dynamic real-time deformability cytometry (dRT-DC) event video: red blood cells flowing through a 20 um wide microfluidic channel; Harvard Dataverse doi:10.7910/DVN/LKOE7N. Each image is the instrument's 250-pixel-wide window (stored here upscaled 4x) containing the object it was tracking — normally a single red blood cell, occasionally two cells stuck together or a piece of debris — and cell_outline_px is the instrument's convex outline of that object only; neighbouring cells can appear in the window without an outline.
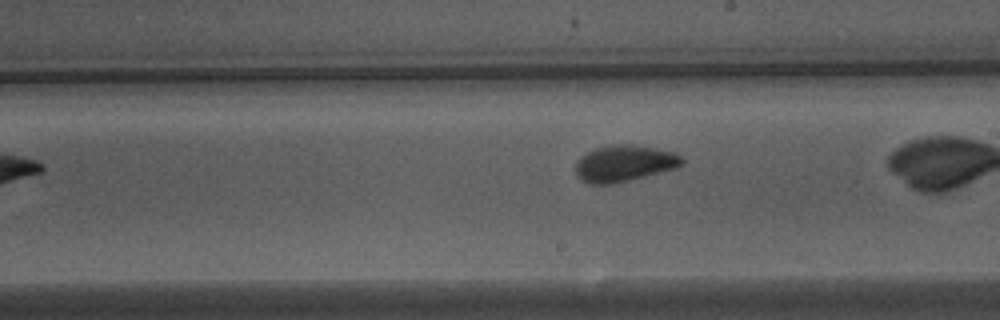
{"species": "Egyptian fruit bat (a non-hibernating species)", "species_latin": "Rousettus aegyptiacus", "temperature_condition": "warm", "stored_images_in_passage": 27, "camera_frame_rate_fps": 3000, "um_per_image_px": 0.085, "animal": {"sex": "male"}, "frame": {"image": 1, "passage_image": 16, "time_ms": 5.0, "image_size_px": [1000, 320], "cell_outline_px": [[684, 160], [676, 168], [612, 184], [588, 184], [580, 180], [576, 172], [576, 160], [580, 156], [596, 148], [616, 144], [632, 144], [676, 152]], "centroid_in_image_um": [53.03, 13.88], "position_along_channel_um": 236.0, "area_um2": 22.43}}